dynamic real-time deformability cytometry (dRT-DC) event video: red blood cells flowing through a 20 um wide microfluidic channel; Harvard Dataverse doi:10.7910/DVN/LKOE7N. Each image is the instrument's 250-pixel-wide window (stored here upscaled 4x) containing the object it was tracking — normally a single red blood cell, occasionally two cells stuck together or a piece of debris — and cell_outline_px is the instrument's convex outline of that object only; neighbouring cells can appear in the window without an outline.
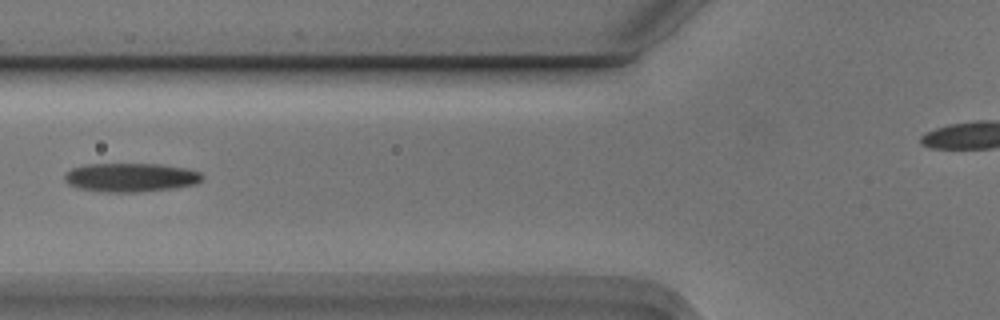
{"species": "Egyptian fruit bat (a non-hibernating species)", "species_latin": "Rousettus aegyptiacus", "temperature_condition": "cold", "stored_images_in_passage": 5, "camera_frame_rate_fps": 3000, "um_per_image_px": 0.085, "animal": {"sex": "male"}, "frame": {"image": 1, "passage_image": 4, "time_ms": 1.0, "image_size_px": [1000, 320], "cell_outline_px": [[204, 176], [196, 184], [176, 188], [136, 192], [104, 192], [80, 188], [68, 184], [64, 180], [64, 176], [72, 168], [88, 164], [160, 164], [184, 168], [200, 172]], "centroid_in_image_um": [11.12, 15.08], "position_along_channel_um": 114.7, "area_um2": 23.0}}
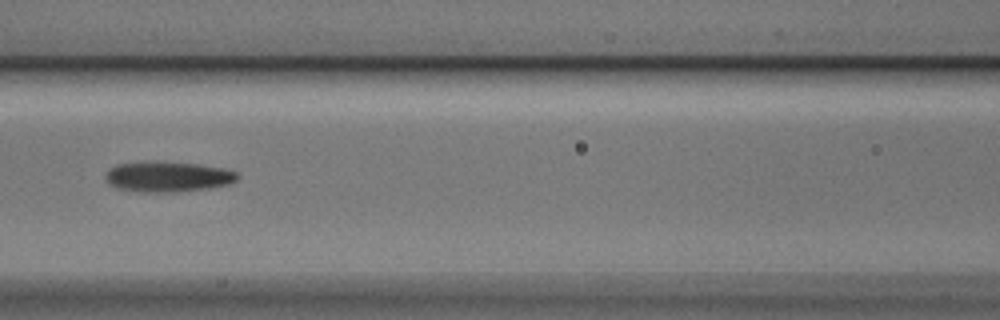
{"frame": {"image": 2, "passage_image": 5, "time_ms": 1.333, "image_size_px": [1000, 320], "cell_outline_px": [[240, 176], [236, 180], [228, 184], [212, 188], [176, 192], [140, 192], [116, 188], [104, 176], [116, 164], [156, 160], [196, 164], [224, 168], [236, 172]], "centroid_in_image_um": [14.29, 15.01], "position_along_channel_um": 152.3, "area_um2": 23.52}}